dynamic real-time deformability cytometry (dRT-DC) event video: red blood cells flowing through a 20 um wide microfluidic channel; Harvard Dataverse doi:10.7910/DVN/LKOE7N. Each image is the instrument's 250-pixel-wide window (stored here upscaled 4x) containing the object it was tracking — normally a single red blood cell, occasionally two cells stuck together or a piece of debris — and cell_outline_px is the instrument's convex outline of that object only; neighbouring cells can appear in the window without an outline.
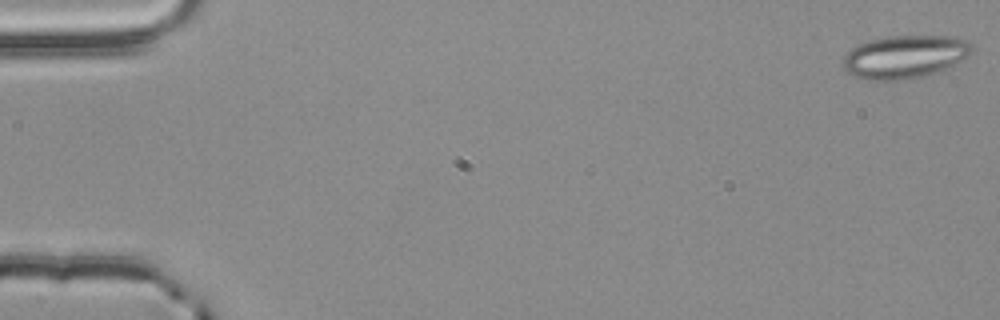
{"species": "common noctule bat (a hibernating species)", "species_latin": "Nyctalus noctula", "temperature_condition": "room temperature", "stored_images_in_passage": 55, "segment_of_instrument_passage": [1, 2], "camera_frame_rate_fps": 3000, "um_per_image_px": 0.085, "animal": {"sex": "male", "body_mass_g": 20.4}, "frame": {"image": 1, "passage_image": 1, "time_ms": 0.0, "image_size_px": [1000, 320], "cell_outline_px": [[972, 52], [968, 56], [956, 64], [936, 72], [924, 76], [896, 80], [868, 80], [856, 76], [848, 72], [844, 68], [844, 56], [852, 48], [860, 44], [872, 40], [892, 36], [956, 36], [968, 40], [972, 44]], "centroid_in_image_um": [76.96, 4.82], "position_along_channel_um": 8.0, "area_um2": 32.08}}
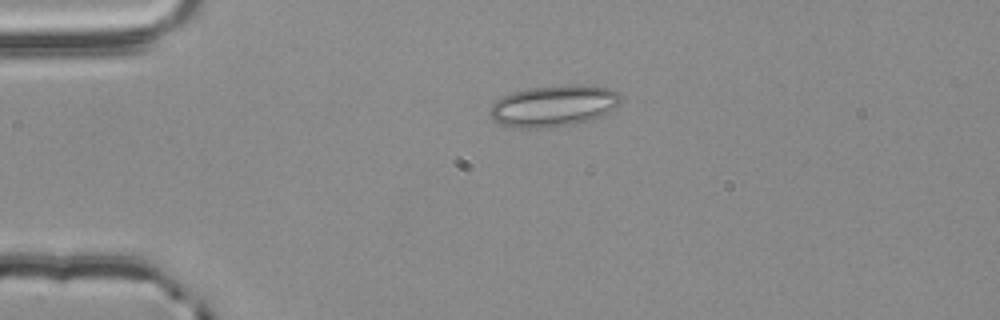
{"frame": {"image": 2, "passage_image": 13, "time_ms": 4.0, "image_size_px": [1000, 320], "cell_outline_px": [[620, 104], [608, 112], [592, 120], [552, 128], [504, 128], [492, 120], [492, 104], [500, 96], [512, 92], [528, 88], [572, 84], [576, 84], [608, 88], [620, 92]], "centroid_in_image_um": [47.03, 9.01], "position_along_channel_um": 38.0, "area_um2": 31.96}}